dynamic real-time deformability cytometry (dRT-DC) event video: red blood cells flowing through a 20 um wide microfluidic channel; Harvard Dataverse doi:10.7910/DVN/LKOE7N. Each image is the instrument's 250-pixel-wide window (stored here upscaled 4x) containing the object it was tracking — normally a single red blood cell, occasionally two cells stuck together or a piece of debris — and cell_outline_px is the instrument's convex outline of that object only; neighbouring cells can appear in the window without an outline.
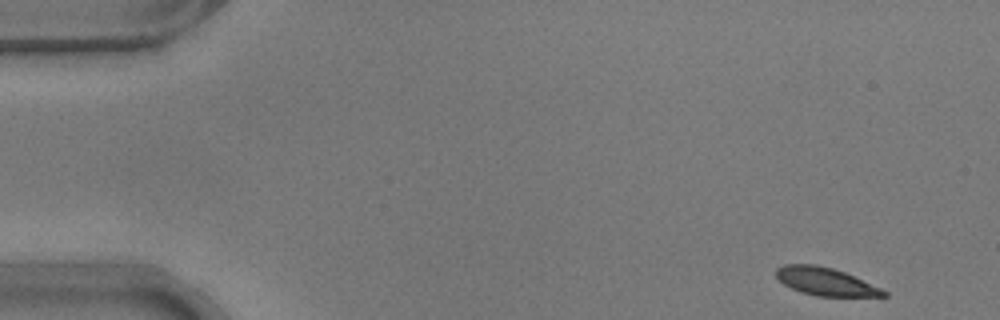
{"species": "common noctule bat (a hibernating species)", "species_latin": "Nyctalus noctula", "temperature_condition": "warm", "stored_images_in_passage": 14, "camera_frame_rate_fps": 3000, "um_per_image_px": 0.085, "animal": {"sex": "male", "body_mass_g": 17.9}, "frame": {"image": 1, "passage_image": 1, "time_ms": 0.0, "image_size_px": [1000, 320], "cell_outline_px": [[888, 296], [816, 296], [800, 292], [784, 284], [776, 276], [776, 268], [784, 264], [816, 264], [832, 268], [844, 272], [880, 288], [888, 292]], "centroid_in_image_um": [70.14, 23.92], "position_along_channel_um": 14.9, "area_um2": 17.28}}
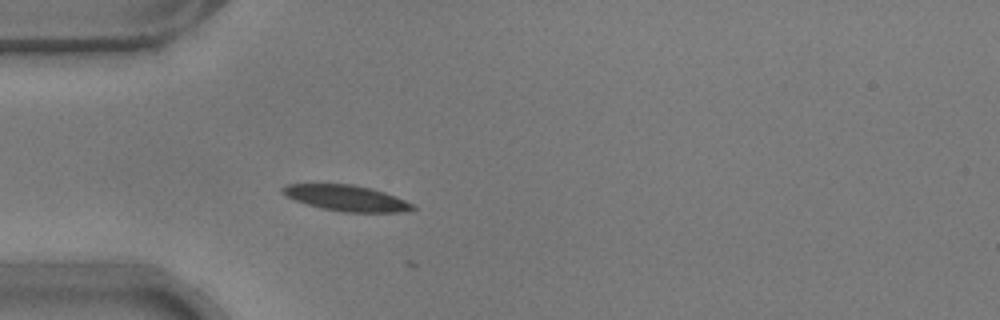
{"frame": {"image": 2, "passage_image": 13, "time_ms": 4.0, "image_size_px": [1000, 320], "cell_outline_px": [[416, 208], [400, 212], [344, 212], [320, 208], [296, 200], [280, 192], [280, 188], [288, 184], [352, 184], [372, 188], [384, 192], [404, 200], [412, 204]], "centroid_in_image_um": [29.42, 16.83], "position_along_channel_um": 55.6, "area_um2": 19.36}}